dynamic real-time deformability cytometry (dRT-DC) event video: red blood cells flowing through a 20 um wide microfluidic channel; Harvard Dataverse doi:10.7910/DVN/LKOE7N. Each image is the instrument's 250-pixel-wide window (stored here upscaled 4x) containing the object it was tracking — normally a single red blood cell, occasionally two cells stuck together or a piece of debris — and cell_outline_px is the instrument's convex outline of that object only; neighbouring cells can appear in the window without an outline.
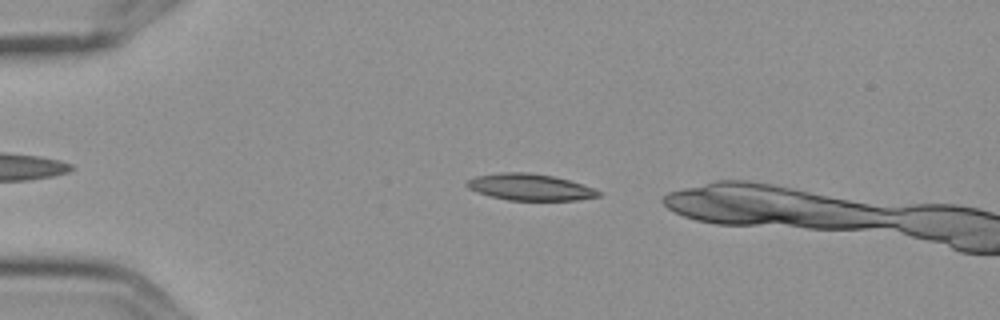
{"species": "Egyptian fruit bat (a non-hibernating species)", "species_latin": "Rousettus aegyptiacus", "temperature_condition": "cold", "stored_images_in_passage": 2, "camera_frame_rate_fps": 3000, "um_per_image_px": 0.085, "frame": {"image": 1, "passage_image": 1, "time_ms": 0.0, "image_size_px": [1000, 320], "cell_outline_px": [[600, 196], [576, 200], [508, 200], [492, 196], [468, 188], [464, 184], [468, 180], [476, 176], [504, 172], [528, 172], [552, 176], [568, 180], [592, 188], [600, 192]], "centroid_in_image_um": [45.02, 15.9], "position_along_channel_um": 40.0, "area_um2": 19.94}}